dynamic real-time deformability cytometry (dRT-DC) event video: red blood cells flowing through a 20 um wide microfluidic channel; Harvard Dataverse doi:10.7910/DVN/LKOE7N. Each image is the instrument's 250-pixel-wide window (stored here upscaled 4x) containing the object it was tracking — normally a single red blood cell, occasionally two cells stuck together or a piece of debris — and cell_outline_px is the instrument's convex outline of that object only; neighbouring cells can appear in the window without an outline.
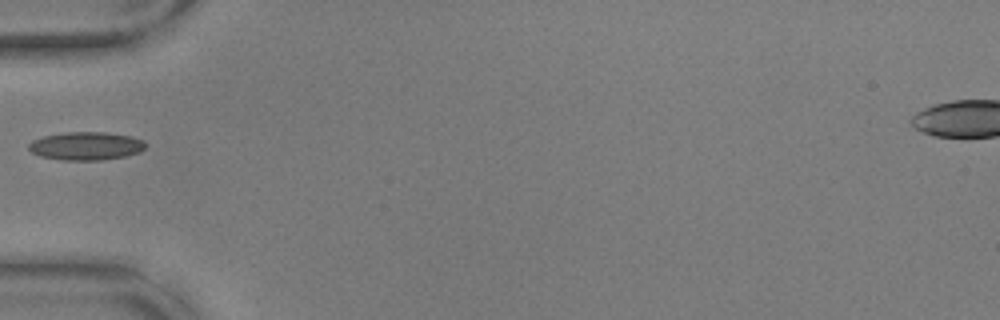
{"species": "common noctule bat (a hibernating species)", "species_latin": "Nyctalus noctula", "temperature_condition": "warm", "stored_images_in_passage": 28, "camera_frame_rate_fps": 3000, "um_per_image_px": 0.085, "animal": {"sex": "male", "body_mass_g": 17.9, "forearm_length_mm": 54.2}, "frame": {"image": 1, "passage_image": 1, "time_ms": 0.0, "image_size_px": [1000, 320], "cell_outline_px": [[144, 148], [140, 152], [124, 156], [100, 160], [64, 160], [40, 156], [32, 152], [28, 148], [28, 144], [32, 140], [44, 136], [64, 132], [104, 132], [132, 136], [144, 140]], "centroid_in_image_um": [7.3, 12.4], "position_along_channel_um": 77.7, "area_um2": 19.13}}
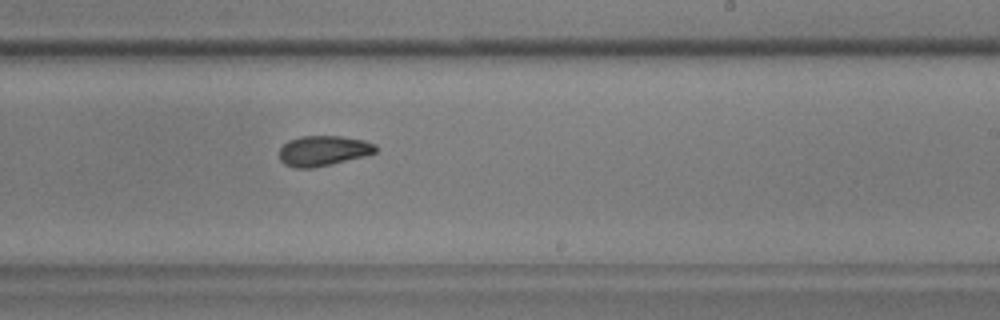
{"frame": {"image": 2, "passage_image": 16, "time_ms": 5.0, "image_size_px": [1000, 320], "cell_outline_px": [[376, 152], [364, 156], [312, 168], [296, 168], [284, 164], [280, 160], [280, 148], [288, 140], [300, 136], [340, 136], [364, 140], [376, 144]], "centroid_in_image_um": [27.46, 12.8], "position_along_channel_um": 261.5, "area_um2": 16.88}}